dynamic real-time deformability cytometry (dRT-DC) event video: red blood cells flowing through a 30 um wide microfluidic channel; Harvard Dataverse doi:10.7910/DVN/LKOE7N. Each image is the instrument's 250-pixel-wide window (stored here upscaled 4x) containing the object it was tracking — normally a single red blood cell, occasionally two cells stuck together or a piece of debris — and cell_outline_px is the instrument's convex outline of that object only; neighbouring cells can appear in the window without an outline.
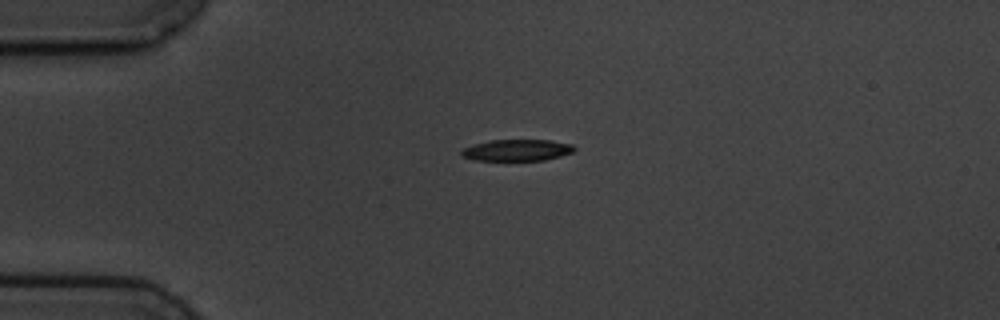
{"species": "common noctule bat (a hibernating species)", "species_latin": "Nyctalus noctula", "temperature_condition": "cold", "stored_images_in_passage": 3, "camera_frame_rate_fps": 3000, "um_per_image_px": 0.085, "animal": {"sex": "male", "body_mass_g": 19.5, "forearm_length_mm": 54.6}, "frame": {"image": 1, "passage_image": 1, "time_ms": 0.0, "image_size_px": [1000, 320], "cell_outline_px": [[576, 148], [572, 152], [560, 156], [544, 160], [476, 160], [460, 156], [460, 152], [464, 148], [472, 144], [492, 140], [548, 140], [572, 144]], "centroid_in_image_um": [43.92, 12.76], "position_along_channel_um": 41.1, "area_um2": 14.05}}
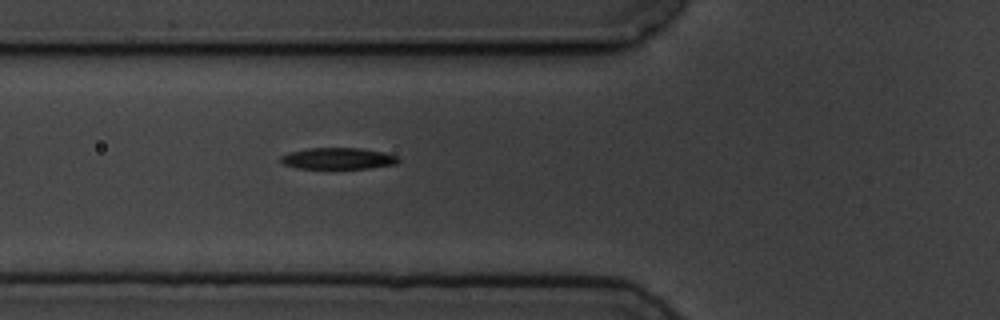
{"frame": {"image": 2, "passage_image": 3, "time_ms": 2.333, "image_size_px": [1000, 320], "cell_outline_px": [[400, 160], [396, 164], [368, 168], [296, 168], [284, 164], [280, 160], [280, 156], [288, 152], [308, 148], [360, 148], [384, 152], [400, 156]], "centroid_in_image_um": [28.75, 13.46], "position_along_channel_um": 97.1, "area_um2": 14.74}}